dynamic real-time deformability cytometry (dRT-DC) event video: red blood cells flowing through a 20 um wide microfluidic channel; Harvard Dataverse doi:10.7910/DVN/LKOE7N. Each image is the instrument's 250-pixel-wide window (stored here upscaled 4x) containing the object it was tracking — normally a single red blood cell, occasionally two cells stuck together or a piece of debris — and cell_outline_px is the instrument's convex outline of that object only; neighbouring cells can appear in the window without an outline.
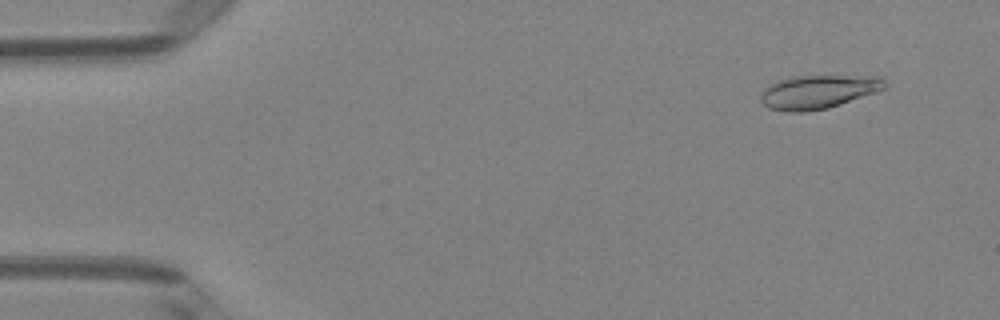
{"species": "Egyptian fruit bat (a non-hibernating species)", "species_latin": "Rousettus aegyptiacus", "temperature_condition": "room temperature", "stored_images_in_passage": 50, "camera_frame_rate_fps": 3000, "um_per_image_px": 0.085, "animal": {"sex": "female"}, "frame": {"image": 1, "passage_image": 4, "time_ms": 1.0, "image_size_px": [1000, 320], "cell_outline_px": [[884, 88], [876, 92], [828, 108], [804, 112], [788, 112], [768, 108], [760, 100], [760, 92], [764, 88], [780, 80], [792, 76], [880, 76], [884, 80]], "centroid_in_image_um": [69.5, 7.81], "position_along_channel_um": 15.5, "area_um2": 24.16}}
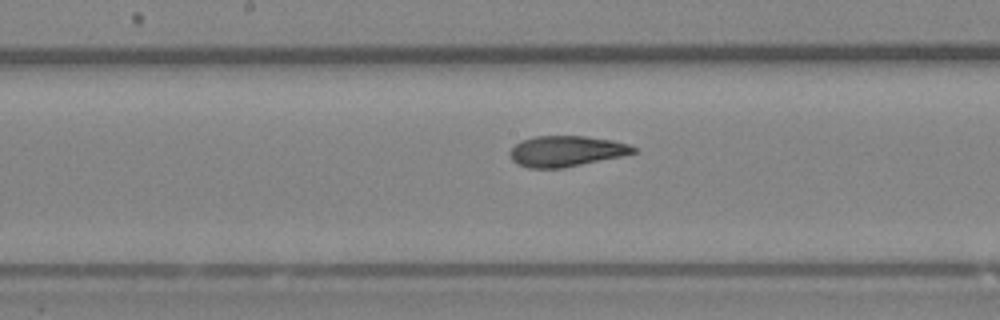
{"frame": {"image": 2, "passage_image": 26, "time_ms": 8.333, "image_size_px": [1000, 320], "cell_outline_px": [[636, 152], [620, 156], [564, 168], [528, 168], [516, 164], [512, 160], [508, 152], [520, 140], [536, 136], [584, 136], [612, 140], [628, 144], [636, 148]], "centroid_in_image_um": [48.08, 12.85], "position_along_channel_um": 200.1, "area_um2": 22.08}}
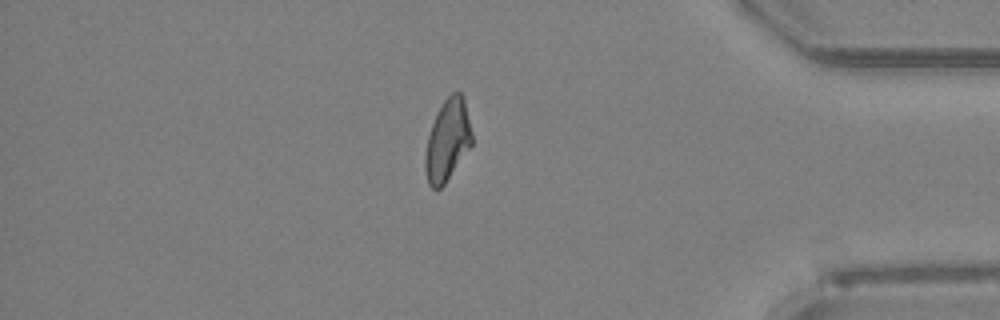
{"frame": {"image": 3, "passage_image": 43, "time_ms": 14.0, "image_size_px": [1000, 320], "cell_outline_px": [[472, 144], [444, 184], [440, 188], [432, 188], [428, 184], [424, 168], [424, 160], [428, 136], [432, 124], [444, 100], [452, 92], [460, 92], [464, 100], [472, 132]], "centroid_in_image_um": [38.03, 11.94], "position_along_channel_um": 397.2, "area_um2": 21.79}, "authors_computed_cell_mechanics": {"area_um2": 22.8021, "velocity_mm_per_s": 4.017, "shape_relaxation_time_tau1_ms": 6.2868, "shape_relaxation_time_tau2_ms": 1.8213, "deformation_change_tau1": 0.18, "deformation_change_tau2": 0.0881}}